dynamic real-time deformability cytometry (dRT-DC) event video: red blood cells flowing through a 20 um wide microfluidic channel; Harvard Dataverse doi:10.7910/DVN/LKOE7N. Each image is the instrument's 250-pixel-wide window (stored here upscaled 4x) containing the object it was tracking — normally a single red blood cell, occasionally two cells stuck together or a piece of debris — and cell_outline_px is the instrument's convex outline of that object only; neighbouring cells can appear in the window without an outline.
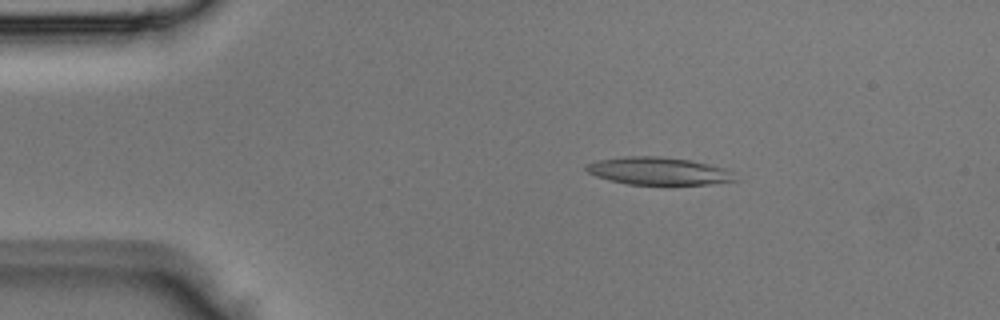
{"species": "Egyptian fruit bat (a non-hibernating species)", "species_latin": "Rousettus aegyptiacus", "temperature_condition": "room temperature", "stored_images_in_passage": 4, "camera_frame_rate_fps": 3000, "um_per_image_px": 0.085, "animal": {"sex": "male"}, "frame": {"image": 1, "passage_image": 2, "time_ms": 0.333, "image_size_px": [1000, 320], "cell_outline_px": [[740, 180], [708, 184], [628, 184], [608, 180], [596, 176], [588, 172], [584, 168], [584, 164], [596, 160], [624, 156], [660, 156], [692, 160], [724, 168], [732, 172]], "centroid_in_image_um": [55.95, 14.53], "position_along_channel_um": 29.1, "area_um2": 24.1}}
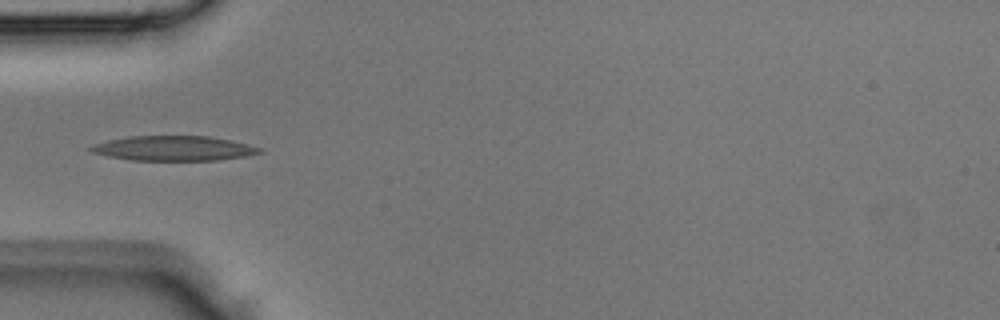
{"frame": {"image": 2, "passage_image": 3, "time_ms": 0.667, "image_size_px": [1000, 320], "cell_outline_px": [[264, 152], [244, 156], [216, 160], [132, 160], [108, 156], [92, 152], [88, 148], [92, 144], [108, 140], [128, 136], [208, 136], [232, 140], [260, 148]], "centroid_in_image_um": [14.73, 12.6], "position_along_channel_um": 70.3, "area_um2": 24.28}}
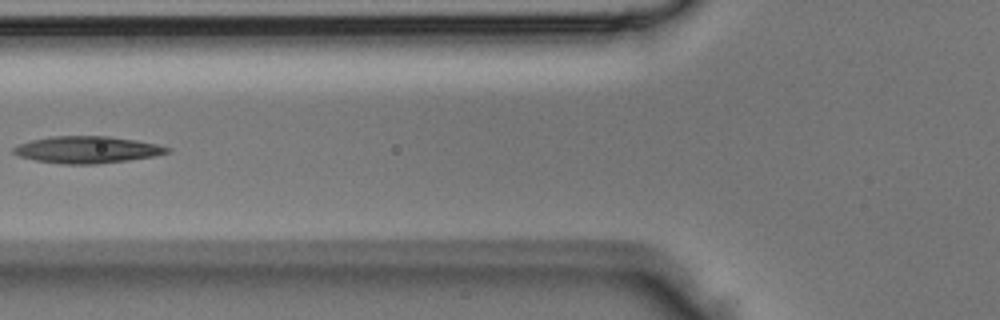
{"frame": {"image": 3, "passage_image": 4, "time_ms": 1.0, "image_size_px": [1000, 320], "cell_outline_px": [[172, 148], [168, 152], [156, 156], [128, 160], [96, 164], [60, 164], [36, 160], [20, 156], [12, 152], [12, 148], [20, 144], [32, 140], [52, 136], [108, 136], [136, 140], [156, 144]], "centroid_in_image_um": [7.42, 12.72], "position_along_channel_um": 118.4, "area_um2": 23.99}}